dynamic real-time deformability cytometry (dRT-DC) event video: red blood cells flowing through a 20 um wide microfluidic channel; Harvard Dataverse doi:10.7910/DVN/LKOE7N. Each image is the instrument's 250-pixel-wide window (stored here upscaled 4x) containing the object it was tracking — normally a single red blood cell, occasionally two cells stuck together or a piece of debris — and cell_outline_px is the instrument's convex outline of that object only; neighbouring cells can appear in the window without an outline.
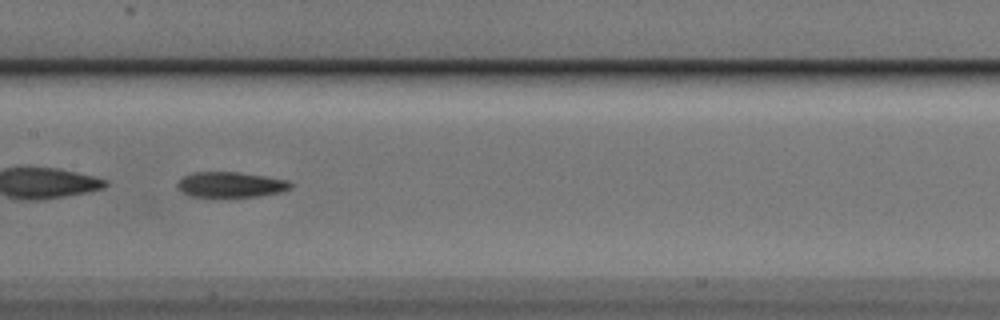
{"species": "Egyptian fruit bat (a non-hibernating species)", "species_latin": "Rousettus aegyptiacus", "temperature_condition": "cold", "stored_images_in_passage": 52, "segment_of_instrument_passage": [2, 2], "camera_frame_rate_fps": 3000, "um_per_image_px": 0.085, "animal": {"sex": "male"}, "frame": {"image": 1, "passage_image": 26, "time_ms": 8.333, "image_size_px": [1000, 320], "cell_outline_px": [[292, 188], [280, 192], [260, 196], [188, 196], [176, 184], [184, 176], [196, 172], [236, 172], [264, 176], [288, 180], [292, 184]], "centroid_in_image_um": [19.65, 15.69], "position_along_channel_um": 187.8, "area_um2": 16.42}}
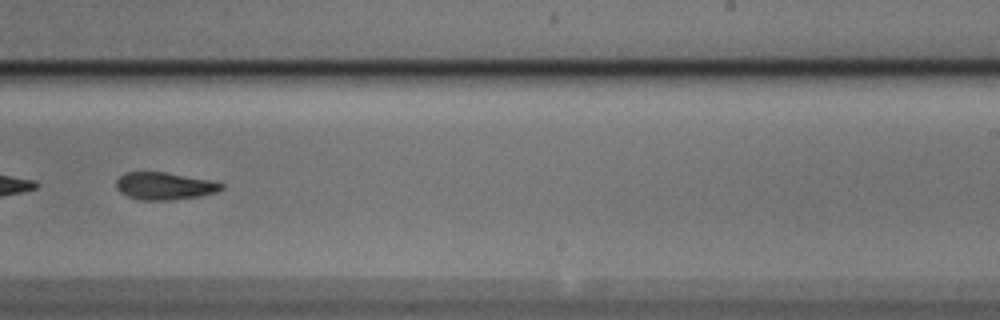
{"frame": {"image": 2, "passage_image": 33, "time_ms": 10.667, "image_size_px": [1000, 320], "cell_outline_px": [[224, 188], [216, 192], [200, 196], [172, 200], [140, 200], [128, 196], [120, 192], [116, 188], [116, 180], [124, 172], [164, 172], [208, 180], [224, 184]], "centroid_in_image_um": [13.95, 15.81], "position_along_channel_um": 275.0, "area_um2": 16.7}}